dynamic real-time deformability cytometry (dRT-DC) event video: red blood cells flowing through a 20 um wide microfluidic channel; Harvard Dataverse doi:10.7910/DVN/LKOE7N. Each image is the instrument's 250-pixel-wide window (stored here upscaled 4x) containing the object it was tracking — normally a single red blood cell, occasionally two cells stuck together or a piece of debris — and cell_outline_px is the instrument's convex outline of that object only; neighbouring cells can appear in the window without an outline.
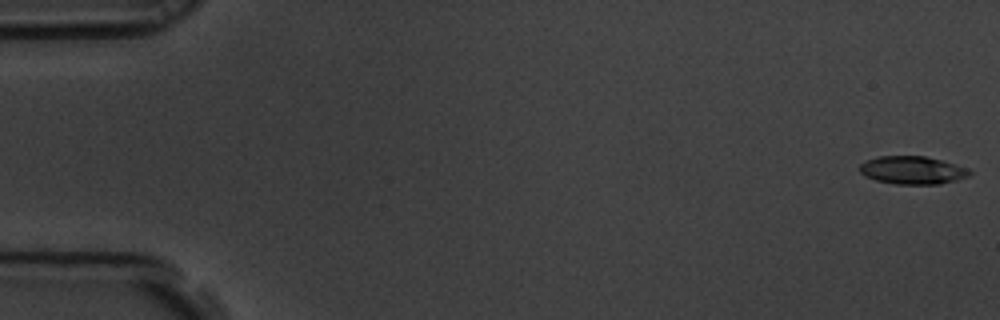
{"species": "common noctule bat (a hibernating species)", "species_latin": "Nyctalus noctula", "temperature_condition": "room temperature", "stored_images_in_passage": 59, "camera_frame_rate_fps": 3000, "um_per_image_px": 0.085, "animal": {"sex": "male", "body_mass_g": 19.5, "forearm_length_mm": 54.6}, "frame": {"image": 1, "passage_image": 1, "time_ms": 0.0, "image_size_px": [1000, 320], "cell_outline_px": [[972, 172], [968, 176], [956, 180], [940, 184], [896, 184], [876, 180], [864, 176], [860, 172], [860, 164], [876, 156], [924, 156], [956, 164], [968, 168]], "centroid_in_image_um": [77.55, 14.47], "position_along_channel_um": 7.4, "area_um2": 17.86}}
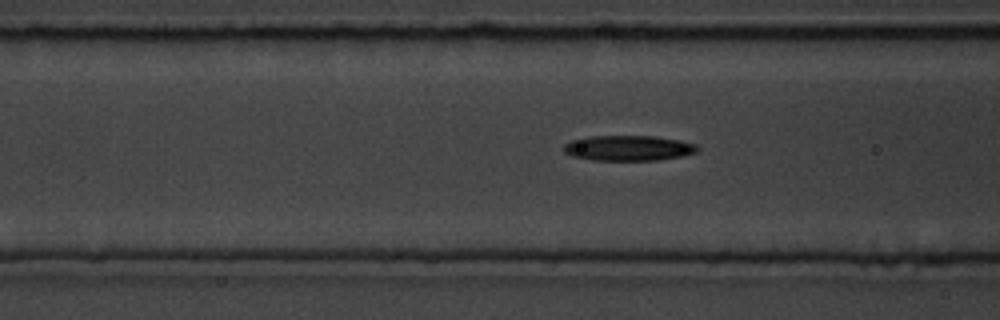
{"frame": {"image": 2, "passage_image": 23, "time_ms": 7.333, "image_size_px": [1000, 320], "cell_outline_px": [[700, 148], [696, 152], [680, 156], [656, 160], [592, 160], [572, 156], [564, 152], [564, 144], [572, 140], [592, 136], [656, 136], [680, 140], [696, 144]], "centroid_in_image_um": [53.42, 12.58], "position_along_channel_um": 113.2, "area_um2": 19.65}}
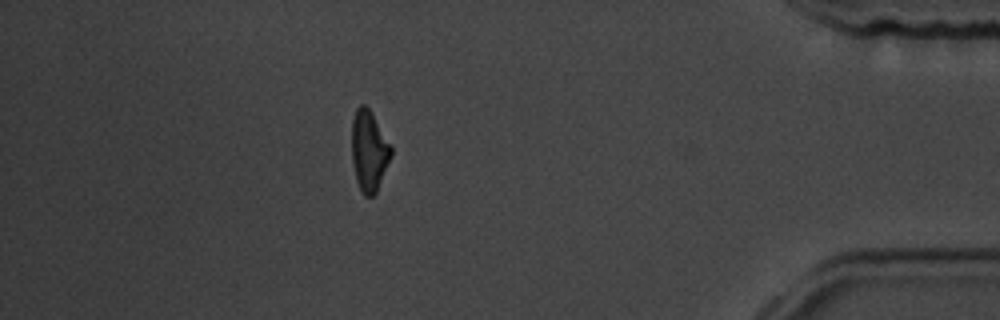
{"frame": {"image": 3, "passage_image": 52, "time_ms": 17.0, "image_size_px": [1000, 320], "cell_outline_px": [[392, 156], [376, 192], [372, 196], [364, 196], [356, 180], [352, 160], [352, 120], [356, 108], [360, 104], [364, 104], [368, 108], [392, 144]], "centroid_in_image_um": [31.38, 12.81], "position_along_channel_um": 403.8, "area_um2": 18.55}, "authors_computed_cell_mechanics": {"area_um2": 18.6116, "velocity_mm_per_s": 3.4817, "shape_relaxation_time_tau1_ms": 4.6282, "shape_relaxation_time_tau2_ms": 6.3654, "deformation_change_tau1": 0.1486, "deformation_change_tau2": 0.1836}}